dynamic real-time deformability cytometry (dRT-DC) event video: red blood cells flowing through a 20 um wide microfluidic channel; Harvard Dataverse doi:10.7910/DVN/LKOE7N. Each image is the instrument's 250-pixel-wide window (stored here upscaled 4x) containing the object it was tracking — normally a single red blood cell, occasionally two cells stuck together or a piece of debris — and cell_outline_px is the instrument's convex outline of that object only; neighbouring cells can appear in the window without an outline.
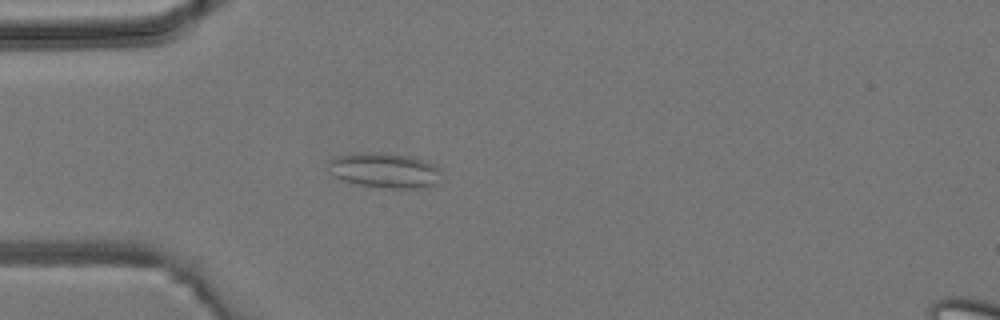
{"species": "common noctule bat (a hibernating species)", "species_latin": "Nyctalus noctula", "temperature_condition": "room temperature", "stored_images_in_passage": 3, "camera_frame_rate_fps": 3000, "um_per_image_px": 0.085, "animal": {"sex": "male", "body_mass_g": 19.2, "forearm_length_mm": 51.8}, "frame": {"image": 1, "passage_image": 3, "time_ms": 3.0, "image_size_px": [1000, 320], "cell_outline_px": [[440, 172], [436, 184], [424, 188], [380, 188], [340, 180], [336, 176], [328, 164], [328, 160], [336, 156], [360, 152], [384, 152], [408, 156], [428, 160], [440, 168]], "centroid_in_image_um": [32.72, 14.47], "position_along_channel_um": 52.3, "area_um2": 23.24}}